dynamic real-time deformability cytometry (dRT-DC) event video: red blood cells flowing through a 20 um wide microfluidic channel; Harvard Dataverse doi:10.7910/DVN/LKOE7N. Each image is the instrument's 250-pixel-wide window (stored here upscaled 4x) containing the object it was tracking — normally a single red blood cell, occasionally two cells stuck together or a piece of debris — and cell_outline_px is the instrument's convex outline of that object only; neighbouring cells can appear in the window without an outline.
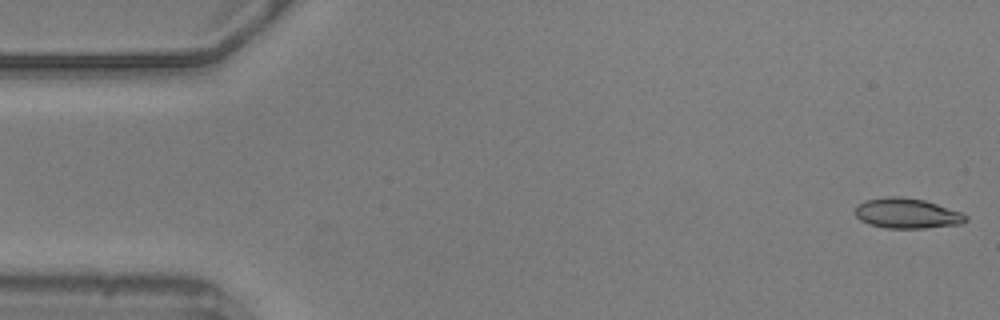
{"species": "common noctule bat (a hibernating species)", "species_latin": "Nyctalus noctula", "temperature_condition": "warm", "stored_images_in_passage": 48, "camera_frame_rate_fps": 3000, "um_per_image_px": 0.085, "animal": {"sex": "male", "body_mass_g": 20.5, "forearm_length_mm": 52.5}, "frame": {"image": 1, "passage_image": 1, "time_ms": 0.0, "image_size_px": [1000, 320], "cell_outline_px": [[968, 220], [960, 224], [924, 228], [884, 228], [868, 224], [860, 220], [856, 216], [856, 204], [864, 200], [888, 196], [900, 196], [924, 200], [964, 212], [968, 216]], "centroid_in_image_um": [77.1, 18.13], "position_along_channel_um": 7.9, "area_um2": 19.71}}
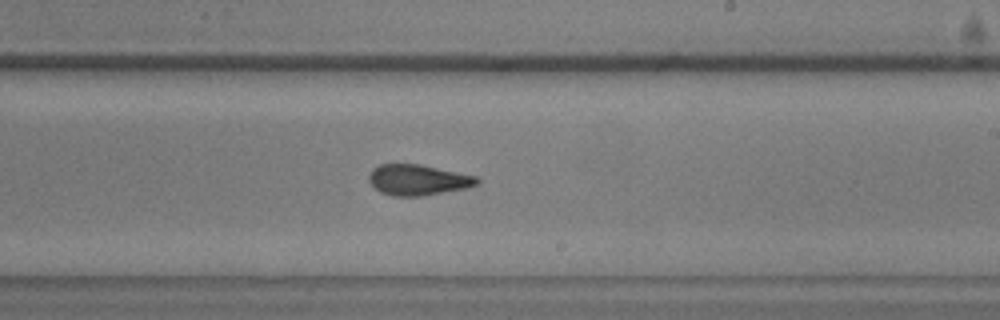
{"frame": {"image": 2, "passage_image": 32, "time_ms": 10.333, "image_size_px": [1000, 320], "cell_outline_px": [[480, 184], [468, 188], [424, 196], [392, 196], [380, 192], [368, 180], [368, 176], [372, 168], [380, 164], [420, 164], [476, 176], [480, 180]], "centroid_in_image_um": [35.54, 15.3], "position_along_channel_um": 253.5, "area_um2": 19.54}}
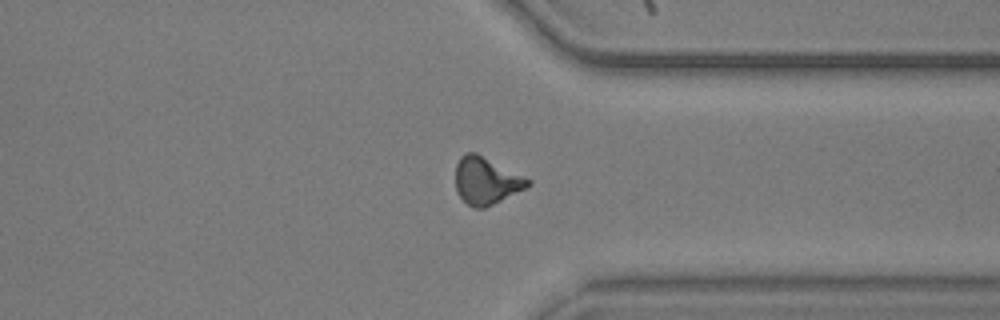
{"frame": {"image": 3, "passage_image": 42, "time_ms": 13.667, "image_size_px": [1000, 320], "cell_outline_px": [[532, 184], [484, 208], [472, 208], [456, 192], [456, 164], [460, 156], [464, 152], [476, 152], [532, 180]], "centroid_in_image_um": [41.3, 15.34], "position_along_channel_um": 370.1, "area_um2": 19.71}}